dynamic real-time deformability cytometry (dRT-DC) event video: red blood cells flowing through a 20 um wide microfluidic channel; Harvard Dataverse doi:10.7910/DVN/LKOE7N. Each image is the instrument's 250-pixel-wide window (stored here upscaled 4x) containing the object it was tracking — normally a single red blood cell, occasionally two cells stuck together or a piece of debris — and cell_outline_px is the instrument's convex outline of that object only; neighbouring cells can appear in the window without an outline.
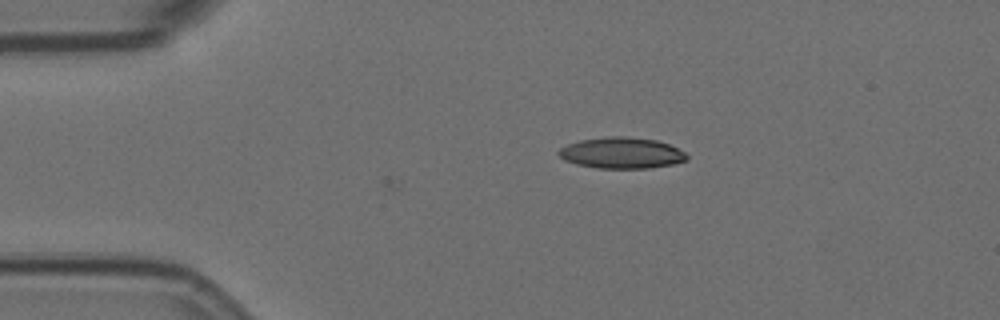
{"species": "Egyptian fruit bat (a non-hibernating species)", "species_latin": "Rousettus aegyptiacus", "temperature_condition": "room temperature", "stored_images_in_passage": 5, "camera_frame_rate_fps": 3000, "um_per_image_px": 0.085, "animal": {"sex": "female"}, "frame": {"image": 1, "passage_image": 5, "time_ms": 1.333, "image_size_px": [1000, 320], "cell_outline_px": [[688, 160], [672, 164], [648, 168], [596, 168], [576, 164], [564, 160], [556, 152], [560, 148], [568, 144], [580, 140], [604, 136], [624, 136], [656, 140], [668, 144], [684, 152], [688, 156]], "centroid_in_image_um": [52.8, 13.0], "position_along_channel_um": 32.2, "area_um2": 23.24}}